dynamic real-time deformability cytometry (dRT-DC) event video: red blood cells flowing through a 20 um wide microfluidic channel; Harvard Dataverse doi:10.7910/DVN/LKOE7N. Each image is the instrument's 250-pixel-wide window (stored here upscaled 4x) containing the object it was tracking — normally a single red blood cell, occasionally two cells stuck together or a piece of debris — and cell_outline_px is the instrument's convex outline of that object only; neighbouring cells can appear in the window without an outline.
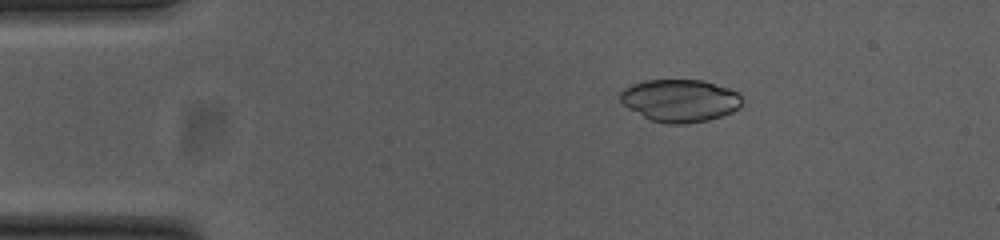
{"species": "common noctule bat (a hibernating species)", "species_latin": "Nyctalus noctula", "temperature_condition": "cold", "stored_images_in_passage": 53, "camera_frame_rate_fps": 3000, "um_per_image_px": 0.085, "animal": {"sex": "female", "body_mass_g": 23.0, "forearm_length_mm": 53.4}, "frame": {"image": 1, "passage_image": 9, "time_ms": 2.667, "image_size_px": [1000, 240], "cell_outline_px": [[744, 100], [740, 108], [732, 112], [708, 120], [688, 124], [664, 124], [652, 120], [628, 108], [620, 100], [620, 92], [624, 88], [632, 84], [644, 80], [704, 80], [728, 88], [736, 92]], "centroid_in_image_um": [57.81, 8.55], "position_along_channel_um": 27.2, "area_um2": 30.29}}
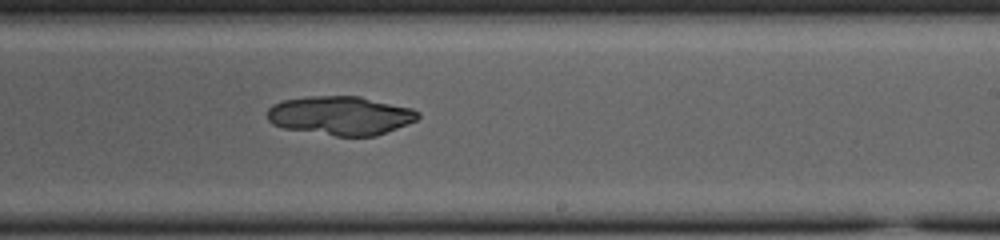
{"frame": {"image": 2, "passage_image": 32, "time_ms": 10.333, "image_size_px": [1000, 240], "cell_outline_px": [[420, 116], [416, 120], [376, 136], [336, 136], [284, 128], [272, 124], [268, 120], [268, 108], [272, 104], [284, 100], [308, 96], [360, 96], [412, 108], [420, 112]], "centroid_in_image_um": [28.94, 9.82], "position_along_channel_um": 260.1, "area_um2": 34.1}}